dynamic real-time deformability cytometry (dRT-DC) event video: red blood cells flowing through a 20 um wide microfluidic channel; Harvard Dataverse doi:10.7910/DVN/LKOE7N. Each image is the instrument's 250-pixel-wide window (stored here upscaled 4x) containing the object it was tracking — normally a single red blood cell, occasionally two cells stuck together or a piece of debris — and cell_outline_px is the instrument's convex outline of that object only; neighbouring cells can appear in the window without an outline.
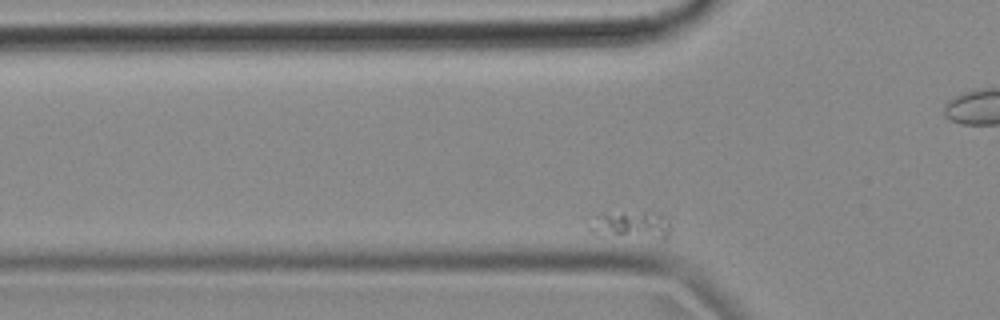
{"species": "common noctule bat (a hibernating species)", "species_latin": "Nyctalus noctula", "temperature_condition": "cold", "stored_images_in_passage": 50, "camera_frame_rate_fps": 3000, "um_per_image_px": 0.085, "animal": {"sex": "female", "body_mass_g": 18.4}, "frame": {"image": 1, "passage_image": 8, "time_ms": 2.333, "image_size_px": [1000, 320], "cell_outline_px": [[668, 236], [664, 240], [596, 236], [588, 228], [588, 216], [604, 212], [644, 212], [660, 216], [668, 220]], "centroid_in_image_um": [53.46, 19.16], "position_along_channel_um": 72.3, "area_um2": 13.87}}
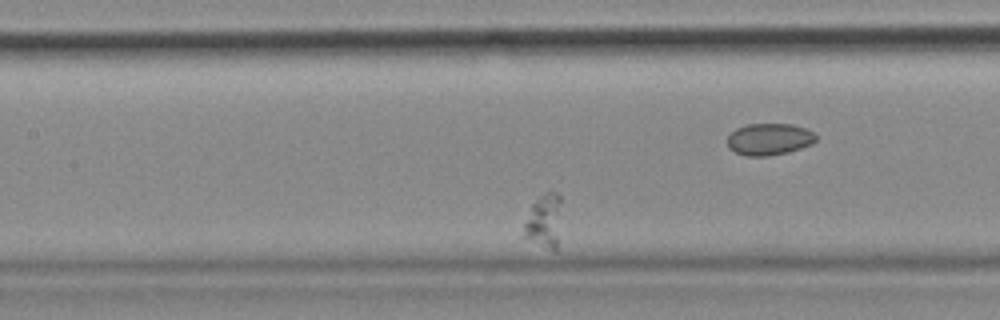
{"frame": {"image": 2, "passage_image": 18, "time_ms": 5.667, "image_size_px": [1000, 320], "cell_outline_px": [[560, 200], [556, 252], [524, 236], [524, 224], [532, 204], [548, 188], [556, 192], [560, 196]], "centroid_in_image_um": [46.24, 18.7], "position_along_channel_um": 161.2, "area_um2": 11.33}}
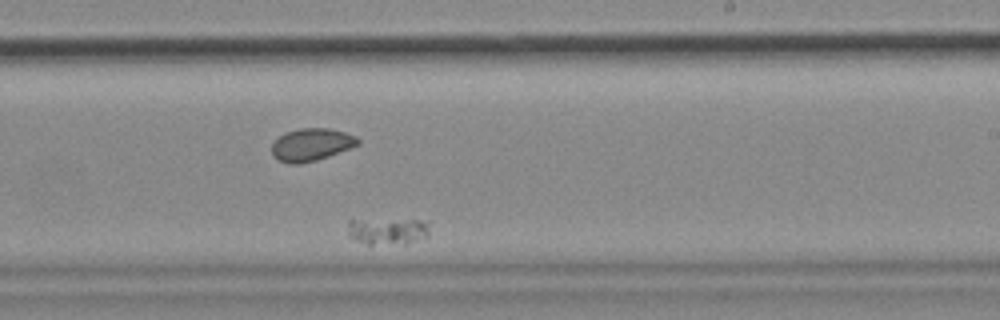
{"frame": {"image": 3, "passage_image": 28, "time_ms": 9.0, "image_size_px": [1000, 320], "cell_outline_px": [[428, 236], [404, 244], [368, 244], [356, 240], [348, 236], [348, 220], [352, 216], [428, 220]], "centroid_in_image_um": [32.87, 19.55], "position_along_channel_um": 256.1, "area_um2": 13.81}}